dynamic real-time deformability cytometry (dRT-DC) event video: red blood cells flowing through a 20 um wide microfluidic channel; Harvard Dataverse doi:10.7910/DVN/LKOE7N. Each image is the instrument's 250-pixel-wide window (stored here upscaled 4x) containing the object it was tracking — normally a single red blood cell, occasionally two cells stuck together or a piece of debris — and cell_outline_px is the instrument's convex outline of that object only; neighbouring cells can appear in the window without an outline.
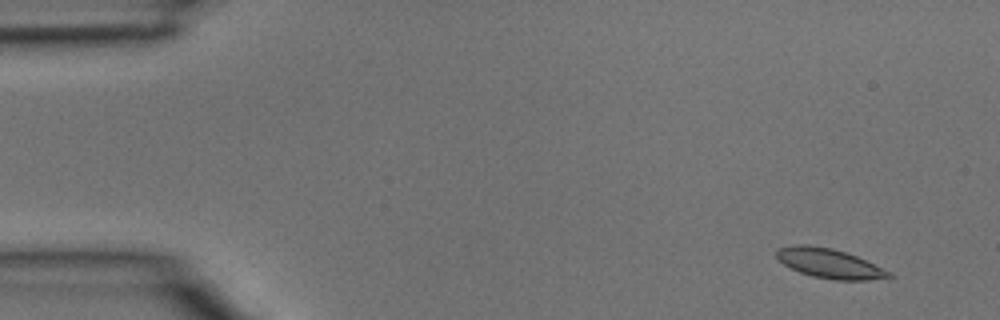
{"species": "common noctule bat (a hibernating species)", "species_latin": "Nyctalus noctula", "temperature_condition": "room temperature", "stored_images_in_passage": 5, "camera_frame_rate_fps": 3000, "um_per_image_px": 0.085, "animal": {"sex": "male", "body_mass_g": 15.6}, "frame": {"image": 1, "passage_image": 5, "time_ms": 1.333, "image_size_px": [1000, 320], "cell_outline_px": [[896, 276], [868, 280], [836, 280], [812, 276], [800, 272], [784, 264], [776, 256], [776, 248], [796, 244], [808, 244], [832, 248], [848, 252], [892, 272]], "centroid_in_image_um": [70.52, 22.37], "position_along_channel_um": 14.5, "area_um2": 19.48}}